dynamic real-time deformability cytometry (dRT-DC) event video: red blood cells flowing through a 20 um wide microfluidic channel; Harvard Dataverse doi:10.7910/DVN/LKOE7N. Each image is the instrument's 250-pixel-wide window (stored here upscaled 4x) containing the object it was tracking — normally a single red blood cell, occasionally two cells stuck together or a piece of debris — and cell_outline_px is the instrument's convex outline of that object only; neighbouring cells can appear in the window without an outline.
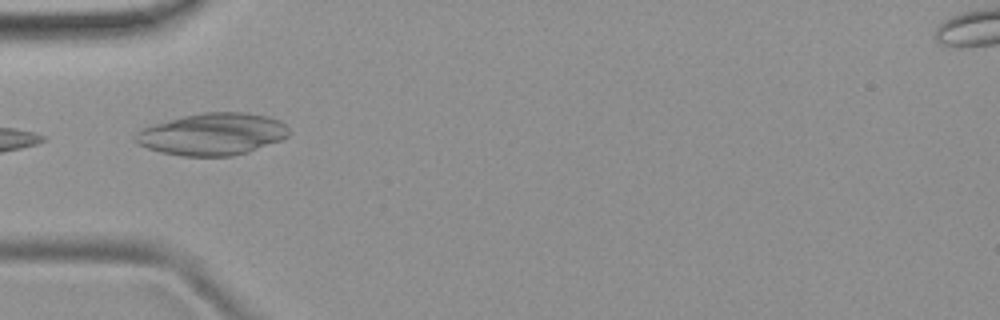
{"species": "common noctule bat (a hibernating species)", "species_latin": "Nyctalus noctula", "temperature_condition": "room temperature", "stored_images_in_passage": 23, "camera_frame_rate_fps": 3000, "um_per_image_px": 0.085, "animal": {"sex": "female", "body_mass_g": 19.9}, "frame": {"image": 1, "passage_image": 1, "time_ms": 0.0, "image_size_px": [1000, 320], "cell_outline_px": [[292, 132], [288, 136], [280, 140], [248, 152], [232, 156], [180, 156], [160, 152], [148, 148], [132, 140], [132, 136], [136, 132], [152, 124], [200, 112], [244, 112], [268, 116], [284, 124]], "centroid_in_image_um": [18.03, 11.4], "position_along_channel_um": 67.0, "area_um2": 37.69}}